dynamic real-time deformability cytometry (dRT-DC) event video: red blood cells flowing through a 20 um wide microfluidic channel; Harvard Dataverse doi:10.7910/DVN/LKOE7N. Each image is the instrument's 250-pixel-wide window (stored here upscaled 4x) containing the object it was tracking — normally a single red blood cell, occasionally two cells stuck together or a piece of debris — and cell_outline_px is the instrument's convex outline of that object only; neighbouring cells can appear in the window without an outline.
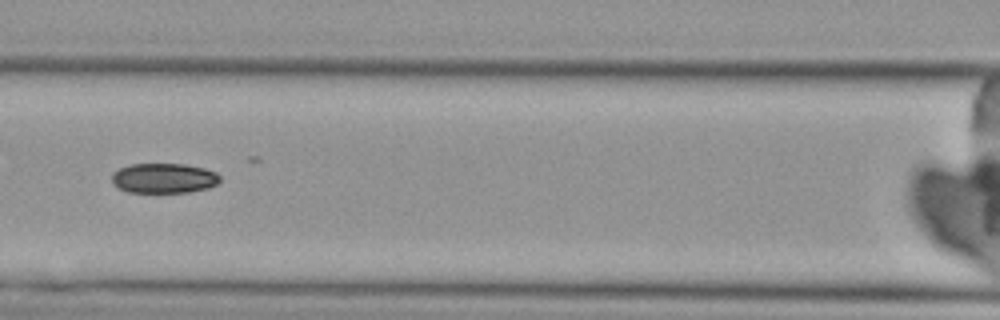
{"species": "Egyptian fruit bat (a non-hibernating species)", "species_latin": "Rousettus aegyptiacus", "temperature_condition": "cold", "stored_images_in_passage": 8, "camera_frame_rate_fps": 3000, "um_per_image_px": 0.085, "animal": {"sex": "female"}, "frame": {"image": 1, "passage_image": 5, "time_ms": 5.0, "image_size_px": [1000, 320], "cell_outline_px": [[220, 180], [216, 184], [208, 188], [188, 192], [128, 192], [112, 184], [112, 172], [120, 168], [132, 164], [184, 164], [204, 168], [216, 172], [220, 176]], "centroid_in_image_um": [13.92, 15.14], "position_along_channel_um": 152.7, "area_um2": 18.84}}
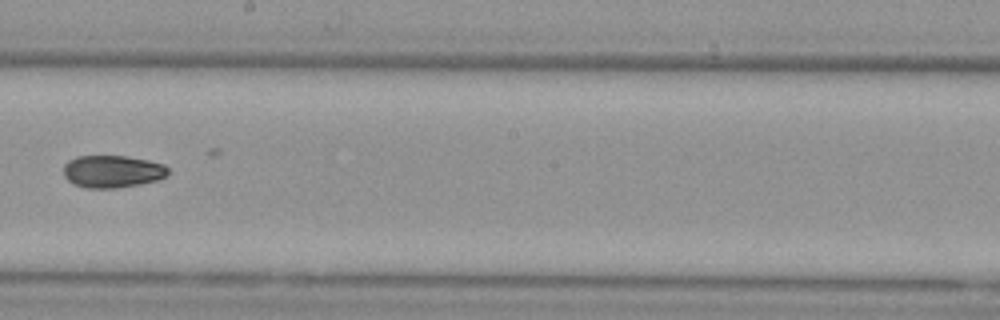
{"frame": {"image": 2, "passage_image": 7, "time_ms": 7.333, "image_size_px": [1000, 320], "cell_outline_px": [[168, 176], [160, 180], [140, 184], [116, 188], [88, 188], [72, 184], [64, 176], [64, 164], [68, 160], [76, 156], [128, 156], [148, 160], [164, 164], [168, 168]], "centroid_in_image_um": [9.57, 14.57], "position_along_channel_um": 238.6, "area_um2": 20.0}}
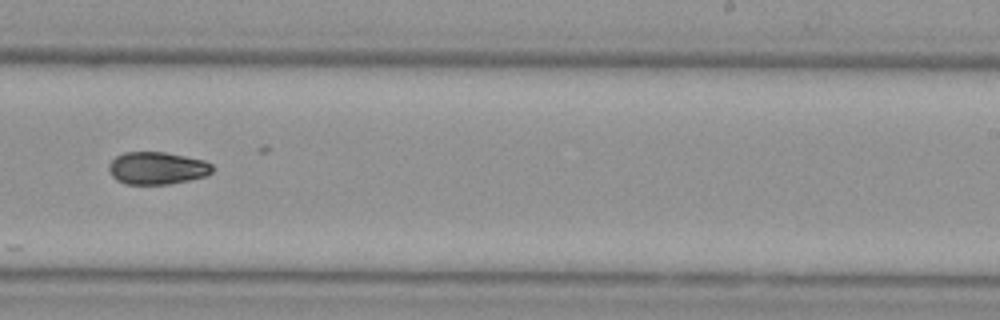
{"frame": {"image": 3, "passage_image": 8, "time_ms": 8.333, "image_size_px": [1000, 320], "cell_outline_px": [[212, 172], [208, 176], [168, 184], [124, 184], [116, 180], [112, 176], [108, 168], [108, 164], [116, 156], [124, 152], [164, 152], [204, 160], [212, 164]], "centroid_in_image_um": [13.34, 14.29], "position_along_channel_um": 275.7, "area_um2": 19.65}}